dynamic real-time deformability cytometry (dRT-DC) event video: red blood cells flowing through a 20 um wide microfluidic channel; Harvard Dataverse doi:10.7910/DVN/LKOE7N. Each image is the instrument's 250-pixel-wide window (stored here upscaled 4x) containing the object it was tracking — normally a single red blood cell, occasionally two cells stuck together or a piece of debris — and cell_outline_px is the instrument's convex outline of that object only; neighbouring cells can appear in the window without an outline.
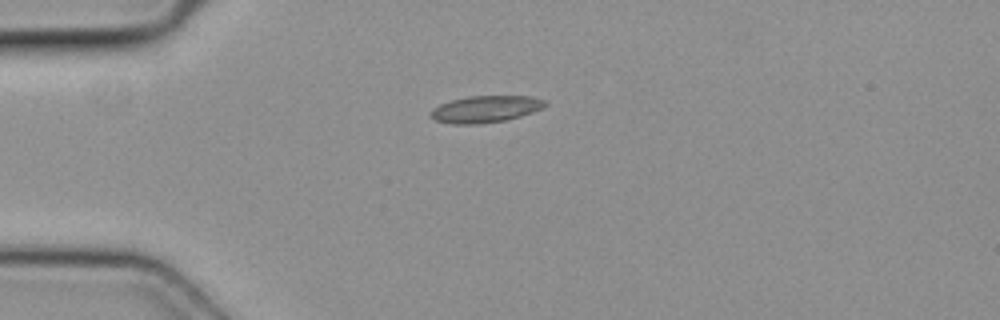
{"species": "common noctule bat (a hibernating species)", "species_latin": "Nyctalus noctula", "temperature_condition": "cold", "stored_images_in_passage": 3, "camera_frame_rate_fps": 3000, "um_per_image_px": 0.085, "animal": {"sex": "female", "body_mass_g": 19.3, "forearm_length_mm": 54.1}, "frame": {"image": 1, "passage_image": 1, "time_ms": 0.0, "image_size_px": [1000, 320], "cell_outline_px": [[548, 104], [532, 112], [508, 120], [476, 124], [452, 124], [436, 120], [428, 112], [432, 108], [440, 104], [452, 100], [468, 96], [532, 96], [548, 100]], "centroid_in_image_um": [41.28, 9.26], "position_along_channel_um": 43.7, "area_um2": 17.92}}
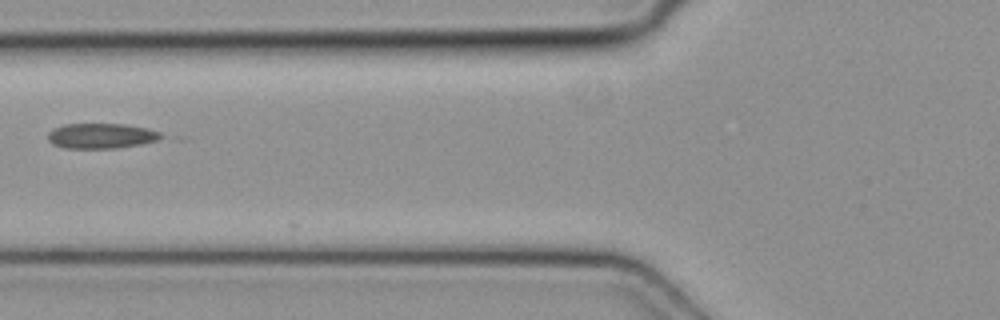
{"frame": {"image": 2, "passage_image": 3, "time_ms": 0.667, "image_size_px": [1000, 320], "cell_outline_px": [[168, 136], [156, 140], [140, 144], [116, 148], [64, 148], [52, 144], [48, 140], [48, 132], [52, 128], [64, 124], [124, 124], [148, 128], [160, 132]], "centroid_in_image_um": [8.6, 11.54], "position_along_channel_um": 117.2, "area_um2": 16.76}}